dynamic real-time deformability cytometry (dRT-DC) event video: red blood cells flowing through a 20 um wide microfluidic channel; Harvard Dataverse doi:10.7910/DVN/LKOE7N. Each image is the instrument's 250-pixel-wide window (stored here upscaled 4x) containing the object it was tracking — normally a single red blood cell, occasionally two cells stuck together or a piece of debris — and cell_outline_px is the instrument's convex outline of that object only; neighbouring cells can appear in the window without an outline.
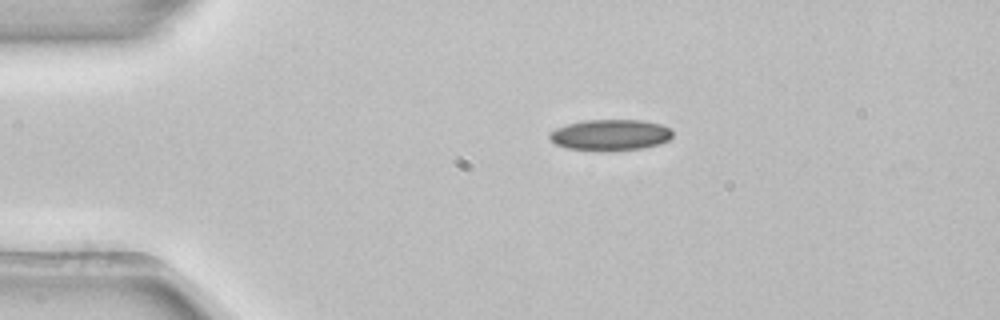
{"species": "common noctule bat (a hibernating species)", "species_latin": "Nyctalus noctula", "temperature_condition": "room temperature", "stored_images_in_passage": 3, "camera_frame_rate_fps": 3000, "um_per_image_px": 0.085, "animal": {"sex": "female", "body_mass_g": 22.7, "forearm_length_mm": 54.2}, "frame": {"image": 1, "passage_image": 2, "time_ms": 0.333, "image_size_px": [1000, 320], "cell_outline_px": [[672, 136], [668, 140], [660, 144], [640, 148], [604, 152], [600, 152], [568, 148], [556, 144], [548, 136], [548, 132], [556, 128], [568, 124], [584, 120], [644, 120], [660, 124], [672, 128]], "centroid_in_image_um": [51.88, 11.48], "position_along_channel_um": 33.1, "area_um2": 22.54}}